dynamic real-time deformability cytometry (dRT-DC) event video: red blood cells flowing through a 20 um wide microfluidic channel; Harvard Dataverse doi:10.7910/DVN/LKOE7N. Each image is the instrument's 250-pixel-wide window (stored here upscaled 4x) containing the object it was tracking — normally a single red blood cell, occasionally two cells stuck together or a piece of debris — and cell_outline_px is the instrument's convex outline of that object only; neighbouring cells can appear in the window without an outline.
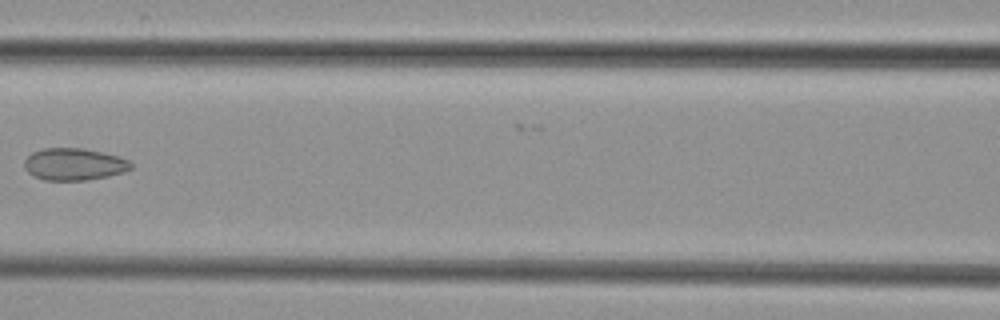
{"species": "common noctule bat (a hibernating species)", "species_latin": "Nyctalus noctula", "temperature_condition": "cold", "stored_images_in_passage": 5, "camera_frame_rate_fps": 3000, "um_per_image_px": 0.085, "animal": {"sex": "female", "body_mass_g": 29.2, "forearm_length_mm": 56.3}, "frame": {"image": 1, "passage_image": 5, "time_ms": 7.0, "image_size_px": [1000, 320], "cell_outline_px": [[132, 168], [124, 172], [108, 176], [88, 180], [44, 180], [32, 176], [24, 168], [24, 160], [32, 152], [44, 148], [84, 148], [120, 156], [128, 160], [132, 164]], "centroid_in_image_um": [6.29, 13.96], "position_along_channel_um": 160.3, "area_um2": 20.11}}